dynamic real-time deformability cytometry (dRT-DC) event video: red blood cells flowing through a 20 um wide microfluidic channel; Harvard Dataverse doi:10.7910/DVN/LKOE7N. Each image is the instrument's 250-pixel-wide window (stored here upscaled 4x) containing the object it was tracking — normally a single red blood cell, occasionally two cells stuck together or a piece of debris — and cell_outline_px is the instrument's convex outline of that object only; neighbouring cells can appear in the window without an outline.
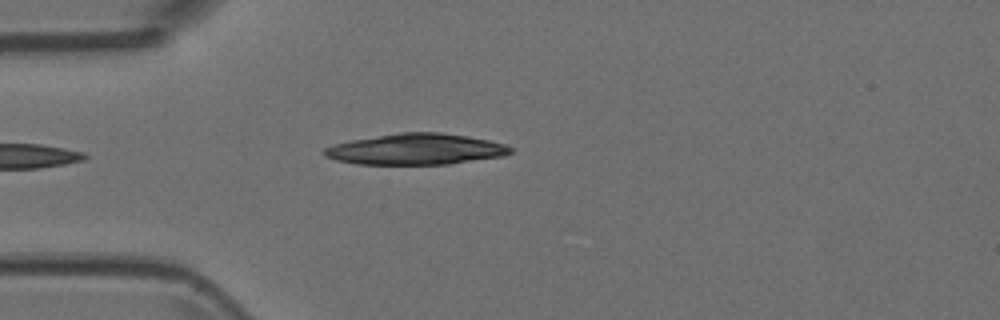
{"species": "Egyptian fruit bat (a non-hibernating species)", "species_latin": "Rousettus aegyptiacus", "temperature_condition": "room temperature", "stored_images_in_passage": 1, "camera_frame_rate_fps": 3000, "um_per_image_px": 0.085, "animal": {"sex": "female"}, "frame": {"image": 1, "passage_image": 1, "time_ms": 0.0, "image_size_px": [1000, 320], "cell_outline_px": [[512, 152], [504, 156], [448, 164], [356, 164], [336, 160], [324, 156], [320, 152], [324, 148], [332, 144], [352, 140], [400, 132], [440, 132], [468, 136], [488, 140], [504, 144], [512, 148]], "centroid_in_image_um": [35.32, 12.68], "position_along_channel_um": 49.7, "area_um2": 33.7}}